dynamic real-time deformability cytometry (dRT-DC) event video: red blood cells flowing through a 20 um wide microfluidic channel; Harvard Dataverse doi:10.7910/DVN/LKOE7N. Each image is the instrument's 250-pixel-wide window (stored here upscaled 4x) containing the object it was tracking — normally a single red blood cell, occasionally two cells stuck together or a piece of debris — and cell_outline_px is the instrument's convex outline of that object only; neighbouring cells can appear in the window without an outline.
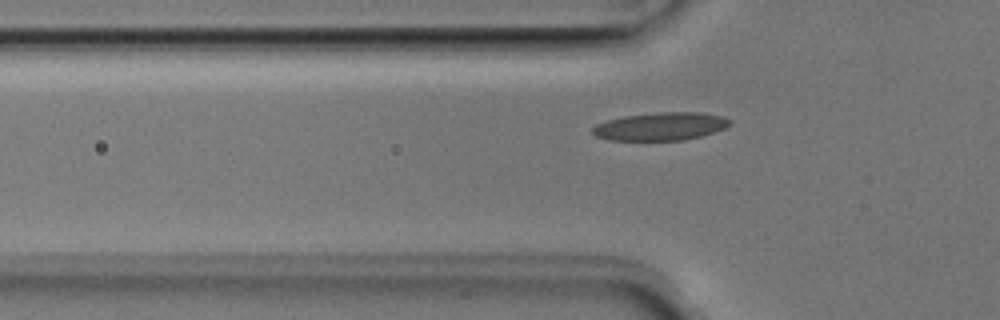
{"species": "Egyptian fruit bat (a non-hibernating species)", "species_latin": "Rousettus aegyptiacus", "temperature_condition": "room temperature", "stored_images_in_passage": 39, "camera_frame_rate_fps": 3000, "um_per_image_px": 0.085, "animal": {"sex": "male"}, "frame": {"image": 1, "passage_image": 10, "time_ms": 3.0, "image_size_px": [1000, 320], "cell_outline_px": [[732, 124], [724, 128], [700, 136], [684, 140], [608, 140], [596, 136], [592, 132], [592, 128], [596, 124], [608, 120], [624, 116], [660, 112], [700, 112], [724, 116], [732, 120]], "centroid_in_image_um": [56.17, 10.74], "position_along_channel_um": 69.6, "area_um2": 22.37}}
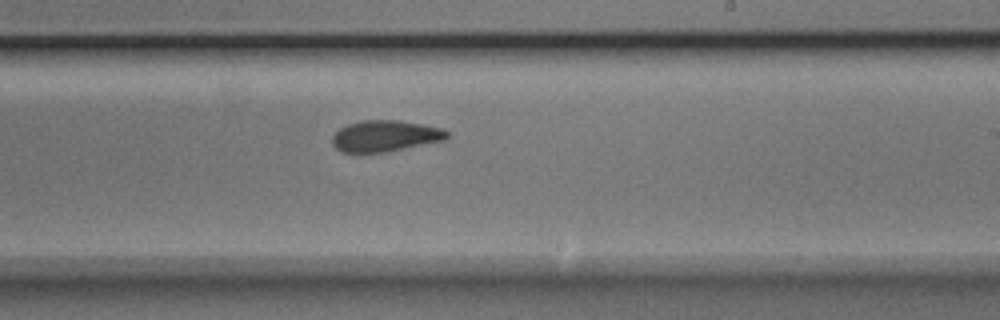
{"frame": {"image": 2, "passage_image": 24, "time_ms": 7.667, "image_size_px": [1000, 320], "cell_outline_px": [[448, 140], [388, 152], [340, 152], [332, 144], [332, 136], [340, 128], [348, 124], [364, 120], [400, 120], [444, 128], [448, 132]], "centroid_in_image_um": [32.79, 11.56], "position_along_channel_um": 256.2, "area_um2": 21.15}}
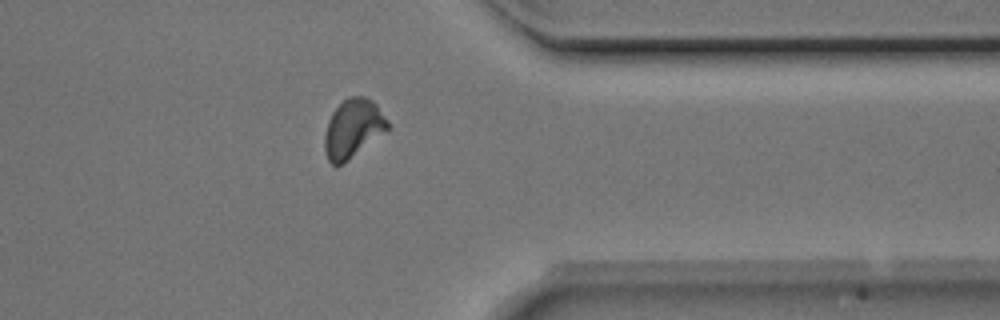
{"frame": {"image": 3, "passage_image": 34, "time_ms": 11.0, "image_size_px": [1000, 320], "cell_outline_px": [[388, 128], [344, 164], [336, 168], [328, 160], [324, 148], [324, 136], [328, 120], [332, 112], [348, 96], [364, 96], [372, 100], [376, 104], [388, 120]], "centroid_in_image_um": [29.97, 10.94], "position_along_channel_um": 381.4, "area_um2": 21.44}}